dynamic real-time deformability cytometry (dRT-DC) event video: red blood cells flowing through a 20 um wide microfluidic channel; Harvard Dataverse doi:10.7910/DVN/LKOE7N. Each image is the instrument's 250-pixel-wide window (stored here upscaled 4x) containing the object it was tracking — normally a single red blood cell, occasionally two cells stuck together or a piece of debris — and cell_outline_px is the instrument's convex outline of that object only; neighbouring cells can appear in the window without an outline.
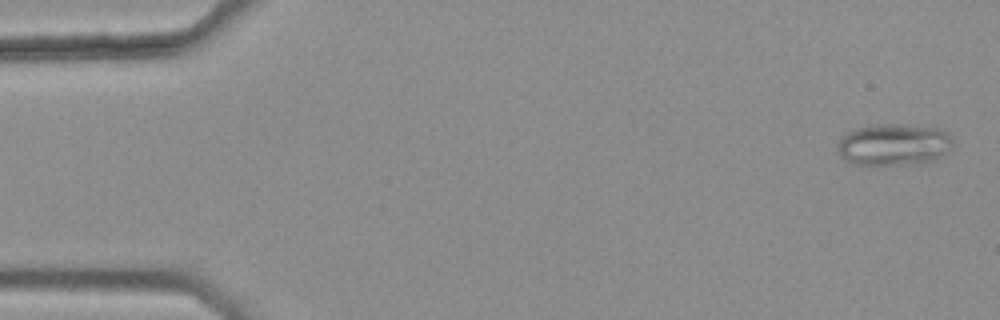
{"species": "common noctule bat (a hibernating species)", "species_latin": "Nyctalus noctula", "temperature_condition": "warm", "stored_images_in_passage": 3, "segment_of_instrument_passage": [2, 2], "camera_frame_rate_fps": 3000, "um_per_image_px": 0.085, "animal": {"sex": "female", "body_mass_g": 25.1}, "frame": {"image": 1, "passage_image": 3, "time_ms": 0.667, "image_size_px": [1000, 320], "cell_outline_px": [[952, 148], [948, 152], [932, 160], [904, 164], [852, 164], [844, 160], [840, 156], [836, 148], [836, 144], [840, 136], [856, 128], [880, 124], [904, 124], [936, 128], [948, 132], [952, 140]], "centroid_in_image_um": [75.92, 12.27], "position_along_channel_um": 9.1, "area_um2": 28.09}}